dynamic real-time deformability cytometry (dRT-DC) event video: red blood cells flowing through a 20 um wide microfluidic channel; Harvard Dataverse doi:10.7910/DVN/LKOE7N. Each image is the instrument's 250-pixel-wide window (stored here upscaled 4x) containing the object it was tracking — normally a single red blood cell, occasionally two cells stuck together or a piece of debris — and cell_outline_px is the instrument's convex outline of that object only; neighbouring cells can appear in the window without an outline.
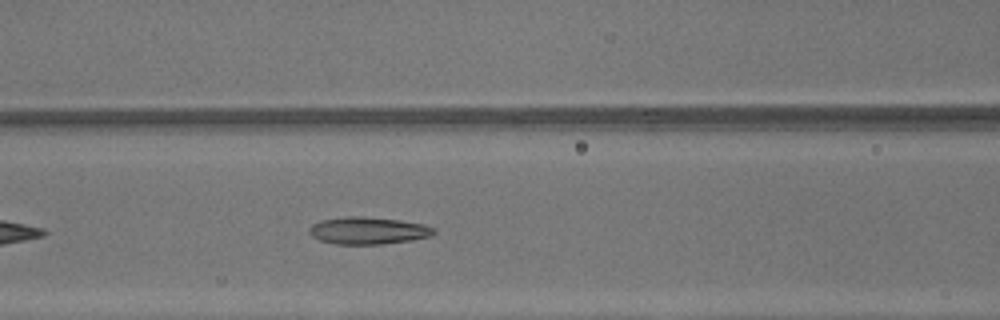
{"species": "common noctule bat (a hibernating species)", "species_latin": "Nyctalus noctula", "temperature_condition": "warm", "stored_images_in_passage": 31, "camera_frame_rate_fps": 3000, "um_per_image_px": 0.085, "animal": {"sex": "male", "body_mass_g": 13.3}, "frame": {"image": 1, "passage_image": 8, "time_ms": 2.333, "image_size_px": [1000, 320], "cell_outline_px": [[436, 232], [432, 236], [412, 240], [380, 244], [336, 244], [320, 240], [312, 236], [308, 232], [308, 228], [312, 224], [320, 220], [344, 216], [364, 216], [400, 220], [424, 224], [432, 228]], "centroid_in_image_um": [31.26, 19.59], "position_along_channel_um": 135.3, "area_um2": 19.88}}
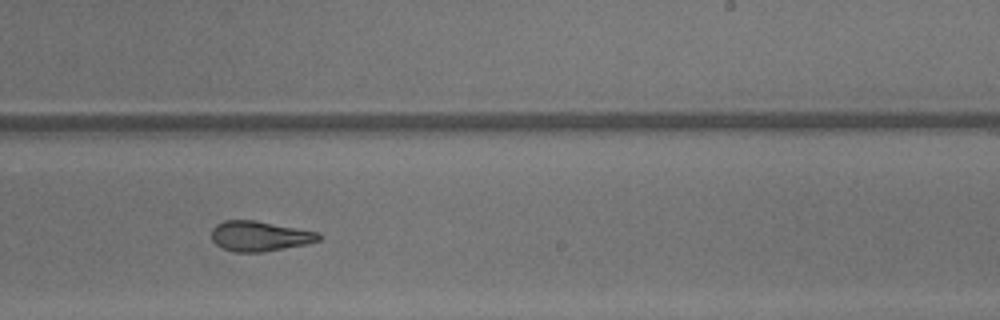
{"frame": {"image": 2, "passage_image": 17, "time_ms": 5.333, "image_size_px": [1000, 320], "cell_outline_px": [[320, 240], [304, 244], [264, 252], [236, 252], [224, 248], [216, 244], [212, 240], [212, 228], [216, 224], [224, 220], [256, 220], [320, 232]], "centroid_in_image_um": [22.06, 20.06], "position_along_channel_um": 266.9, "area_um2": 18.79}}
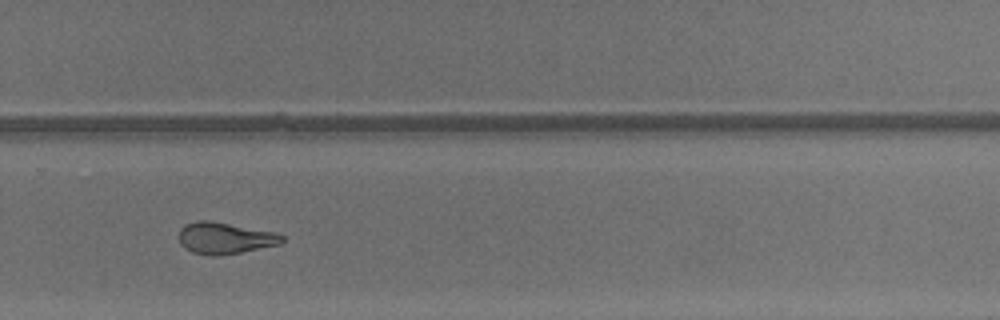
{"frame": {"image": 3, "passage_image": 20, "time_ms": 6.333, "image_size_px": [1000, 320], "cell_outline_px": [[284, 240], [280, 244], [220, 256], [208, 256], [192, 252], [184, 248], [180, 244], [180, 228], [184, 224], [196, 220], [208, 220], [276, 232], [284, 236]], "centroid_in_image_um": [19.09, 20.24], "position_along_channel_um": 310.7, "area_um2": 19.07}, "authors_computed_cell_mechanics": {"area_um2": 20.1722, "velocity_mm_per_s": 4.3893, "shape_relaxation_time_tau1_ms": null, "shape_relaxation_time_tau2_ms": 2.973, "deformation_change_tau1": null, "deformation_change_tau2": 0.1205}}